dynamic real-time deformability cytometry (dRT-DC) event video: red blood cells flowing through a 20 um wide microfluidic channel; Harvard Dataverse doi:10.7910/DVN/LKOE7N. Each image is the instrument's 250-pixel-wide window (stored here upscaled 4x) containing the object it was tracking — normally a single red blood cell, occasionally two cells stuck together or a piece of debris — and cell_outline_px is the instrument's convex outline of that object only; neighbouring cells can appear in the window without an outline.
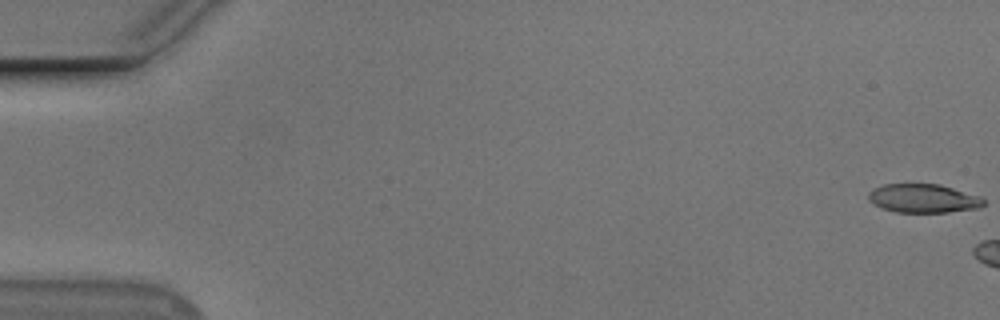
{"species": "Egyptian fruit bat (a non-hibernating species)", "species_latin": "Rousettus aegyptiacus", "temperature_condition": "cold", "stored_images_in_passage": 6, "camera_frame_rate_fps": 3000, "um_per_image_px": 0.085, "animal": {"sex": "male"}, "frame": {"image": 1, "passage_image": 1, "time_ms": 0.0, "image_size_px": [1000, 320], "cell_outline_px": [[984, 204], [980, 208], [948, 212], [896, 212], [884, 208], [868, 200], [868, 192], [884, 184], [940, 184], [980, 196], [984, 200]], "centroid_in_image_um": [78.51, 16.86], "position_along_channel_um": 6.5, "area_um2": 19.13}}